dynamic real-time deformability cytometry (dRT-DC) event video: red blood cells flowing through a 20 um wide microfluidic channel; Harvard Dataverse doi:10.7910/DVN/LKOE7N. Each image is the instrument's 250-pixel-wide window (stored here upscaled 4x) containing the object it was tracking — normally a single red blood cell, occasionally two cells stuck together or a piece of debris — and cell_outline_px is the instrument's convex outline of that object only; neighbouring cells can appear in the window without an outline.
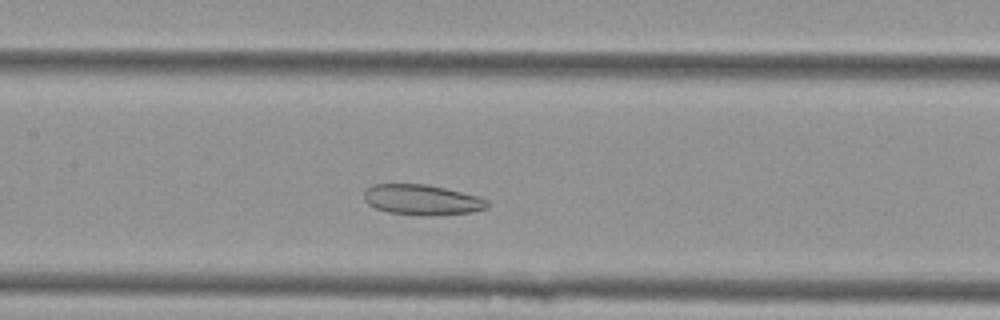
{"species": "Egyptian fruit bat (a non-hibernating species)", "species_latin": "Rousettus aegyptiacus", "temperature_condition": "cold", "stored_images_in_passage": 43, "camera_frame_rate_fps": 3000, "um_per_image_px": 0.085, "animal": {"sex": "female"}, "frame": {"image": 1, "passage_image": 15, "time_ms": 4.667, "image_size_px": [1000, 320], "cell_outline_px": [[488, 208], [472, 212], [432, 216], [388, 212], [376, 208], [368, 204], [364, 200], [364, 192], [372, 184], [424, 184], [444, 188], [480, 196], [488, 200]], "centroid_in_image_um": [35.89, 16.98], "position_along_channel_um": 171.5, "area_um2": 21.85}}
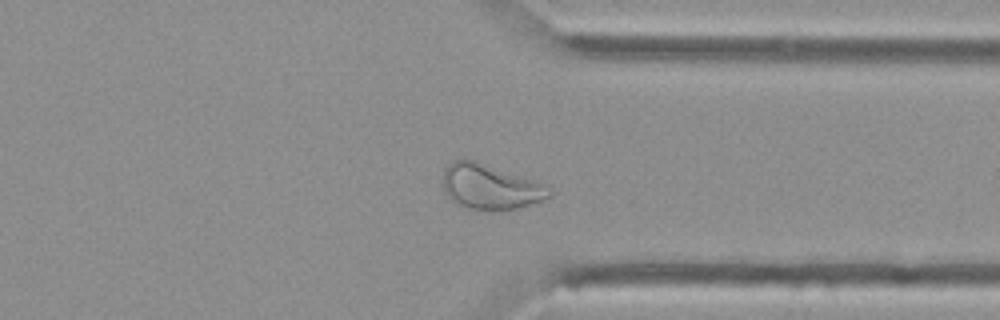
{"frame": {"image": 2, "passage_image": 31, "time_ms": 10.0, "image_size_px": [1000, 320], "cell_outline_px": [[552, 196], [544, 200], [516, 208], [492, 212], [488, 212], [468, 208], [456, 204], [444, 192], [444, 168], [452, 160], [476, 160], [548, 184], [552, 192]], "centroid_in_image_um": [41.71, 15.89], "position_along_channel_um": 369.7, "area_um2": 28.5}}
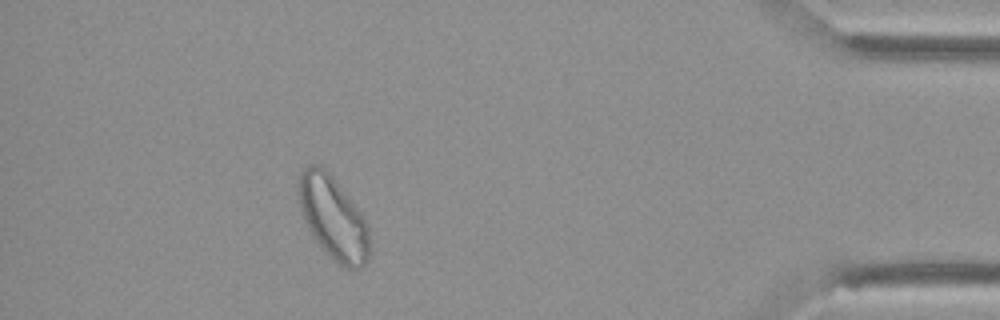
{"frame": {"image": 3, "passage_image": 38, "time_ms": 12.333, "image_size_px": [1000, 320], "cell_outline_px": [[368, 264], [360, 268], [348, 268], [340, 264], [316, 240], [308, 228], [300, 208], [296, 184], [300, 172], [308, 164], [320, 164], [332, 176], [348, 196], [360, 212], [368, 228]], "centroid_in_image_um": [28.28, 18.45], "position_along_channel_um": 406.9, "area_um2": 33.76}, "authors_computed_cell_mechanics": {"area_um2": 26.1256, "velocity_mm_per_s": 3.7282, "shape_relaxation_time_tau1_ms": null, "shape_relaxation_time_tau2_ms": 2.7717, "deformation_change_tau1": null, "deformation_change_tau2": 0.0843}}